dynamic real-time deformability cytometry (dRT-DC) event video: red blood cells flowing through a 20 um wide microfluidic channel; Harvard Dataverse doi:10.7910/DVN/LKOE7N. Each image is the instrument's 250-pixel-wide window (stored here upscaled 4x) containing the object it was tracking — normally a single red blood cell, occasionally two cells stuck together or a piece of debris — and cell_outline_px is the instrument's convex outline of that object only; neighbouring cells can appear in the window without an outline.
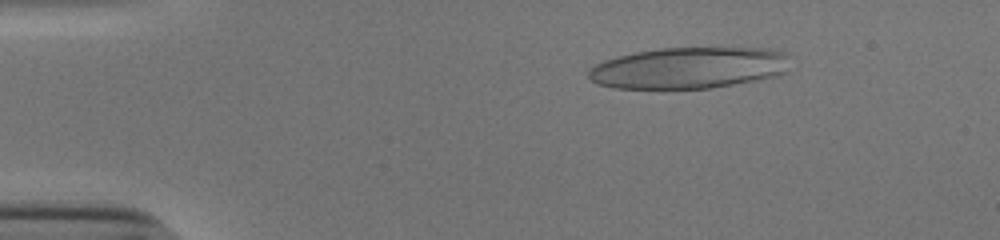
{"species": "human", "species_latin": "Homo sapiens", "temperature_condition": "cold", "stored_images_in_passage": 45, "camera_frame_rate_fps": 3000, "um_per_image_px": 0.085, "donor": {"sex": "male"}, "frame": {"image": 1, "passage_image": 9, "time_ms": 2.667, "image_size_px": [1000, 240], "cell_outline_px": [[788, 52], [784, 72], [772, 76], [732, 84], [708, 88], [612, 88], [596, 84], [588, 76], [588, 72], [596, 64], [604, 60], [636, 52], [660, 48], [768, 48]], "centroid_in_image_um": [58.51, 5.76], "position_along_channel_um": 26.5, "area_um2": 48.03}}
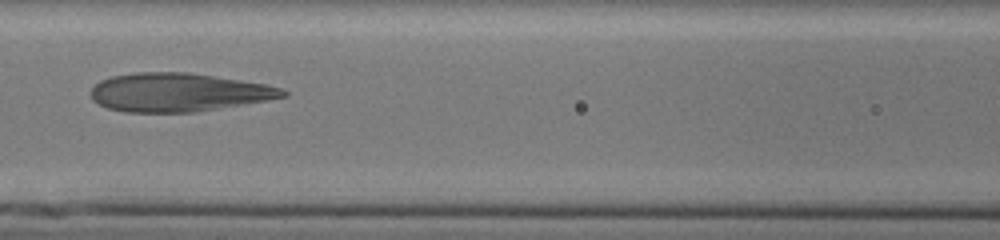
{"frame": {"image": 2, "passage_image": 25, "time_ms": 8.0, "image_size_px": [1000, 240], "cell_outline_px": [[288, 96], [268, 100], [196, 112], [128, 112], [108, 108], [92, 100], [92, 88], [100, 80], [112, 76], [136, 72], [188, 72], [240, 80], [264, 84], [284, 88], [288, 92]], "centroid_in_image_um": [15.19, 7.85], "position_along_channel_um": 151.4, "area_um2": 42.95}}
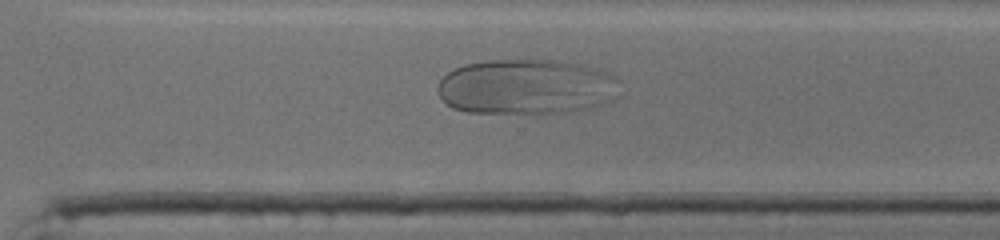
{"frame": {"image": 3, "passage_image": 39, "time_ms": 12.667, "image_size_px": [1000, 240], "cell_outline_px": [[620, 80], [612, 100], [588, 108], [572, 112], [468, 112], [452, 108], [436, 92], [436, 88], [440, 80], [448, 72], [464, 64], [488, 60], [556, 60], [596, 68], [616, 76]], "centroid_in_image_um": [44.72, 7.37], "position_along_channel_um": 325.9, "area_um2": 58.32}}